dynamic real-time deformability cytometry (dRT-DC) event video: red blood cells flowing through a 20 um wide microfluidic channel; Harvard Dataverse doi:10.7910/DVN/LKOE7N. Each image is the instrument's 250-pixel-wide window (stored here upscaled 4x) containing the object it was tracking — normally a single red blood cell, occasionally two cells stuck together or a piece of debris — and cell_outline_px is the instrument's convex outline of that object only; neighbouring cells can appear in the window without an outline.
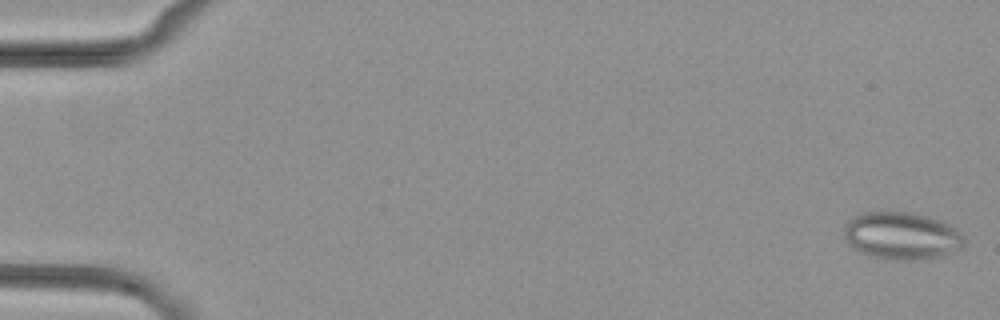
{"species": "common noctule bat (a hibernating species)", "species_latin": "Nyctalus noctula", "temperature_condition": "cold", "stored_images_in_passage": 53, "camera_frame_rate_fps": 3000, "um_per_image_px": 0.085, "animal": {"sex": "female", "body_mass_g": 29.2, "forearm_length_mm": 56.3}, "frame": {"image": 1, "passage_image": 1, "time_ms": 0.0, "image_size_px": [1000, 320], "cell_outline_px": [[968, 240], [960, 248], [940, 256], [912, 260], [896, 260], [872, 256], [860, 252], [848, 244], [844, 236], [844, 224], [848, 220], [856, 216], [868, 212], [908, 212], [928, 216], [940, 220], [964, 232]], "centroid_in_image_um": [76.68, 20.04], "position_along_channel_um": 8.3, "area_um2": 33.29}}
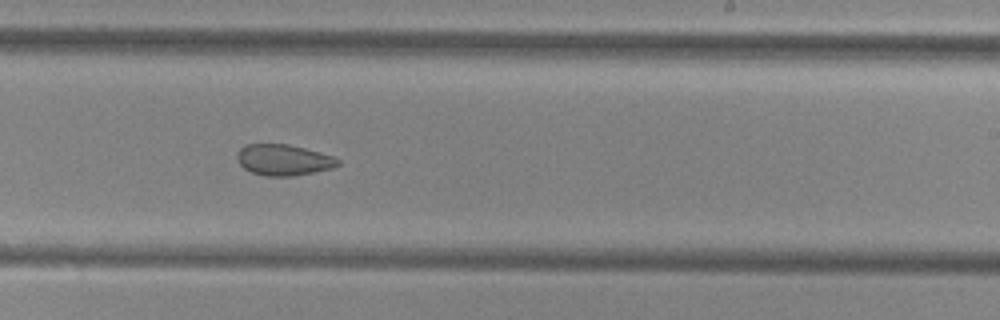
{"frame": {"image": 2, "passage_image": 33, "time_ms": 10.667, "image_size_px": [1000, 320], "cell_outline_px": [[340, 164], [332, 168], [292, 176], [264, 176], [252, 172], [244, 168], [240, 164], [236, 156], [236, 152], [244, 144], [288, 144], [304, 148], [332, 156], [340, 160]], "centroid_in_image_um": [24.06, 13.59], "position_along_channel_um": 264.9, "area_um2": 18.15}}
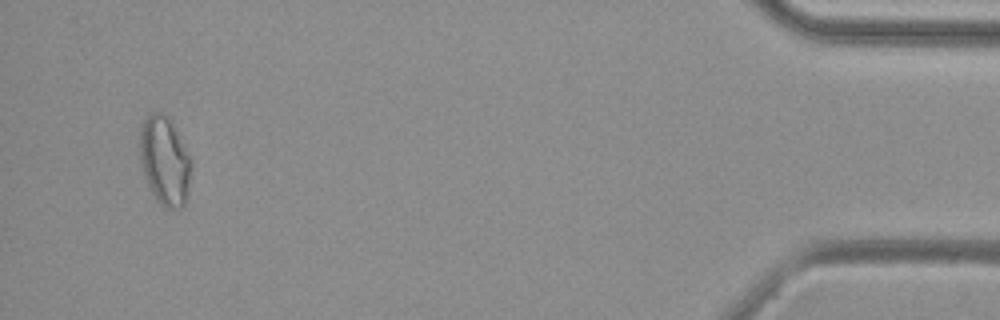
{"frame": {"image": 3, "passage_image": 51, "time_ms": 16.667, "image_size_px": [1000, 320], "cell_outline_px": [[188, 196], [184, 208], [164, 208], [156, 200], [144, 176], [140, 164], [140, 128], [144, 120], [152, 112], [160, 112], [168, 116], [188, 156]], "centroid_in_image_um": [13.94, 13.7], "position_along_channel_um": 421.3, "area_um2": 25.89}}